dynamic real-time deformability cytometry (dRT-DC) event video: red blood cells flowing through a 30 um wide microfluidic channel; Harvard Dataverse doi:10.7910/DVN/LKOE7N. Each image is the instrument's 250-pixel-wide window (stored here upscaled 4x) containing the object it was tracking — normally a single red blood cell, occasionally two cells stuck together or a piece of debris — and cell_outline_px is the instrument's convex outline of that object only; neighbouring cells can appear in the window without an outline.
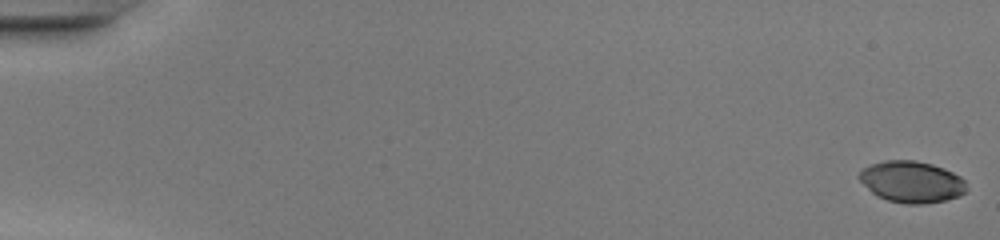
{"species": "common noctule bat (a hibernating species)", "species_latin": "Nyctalus noctula", "temperature_condition": "warm", "stored_images_in_passage": 49, "camera_frame_rate_fps": 3000, "um_per_image_px": 0.085, "animal": {"sex": "female", "body_mass_g": 20.0, "forearm_length_mm": 54.0}, "frame": {"image": 1, "passage_image": 1, "time_ms": 0.0, "image_size_px": [1000, 240], "cell_outline_px": [[964, 192], [960, 196], [944, 200], [924, 204], [904, 204], [888, 200], [876, 196], [856, 176], [864, 168], [872, 164], [884, 160], [916, 160], [932, 164], [944, 168], [960, 176], [964, 180]], "centroid_in_image_um": [77.47, 15.45], "position_along_channel_um": 7.5, "area_um2": 25.84}}
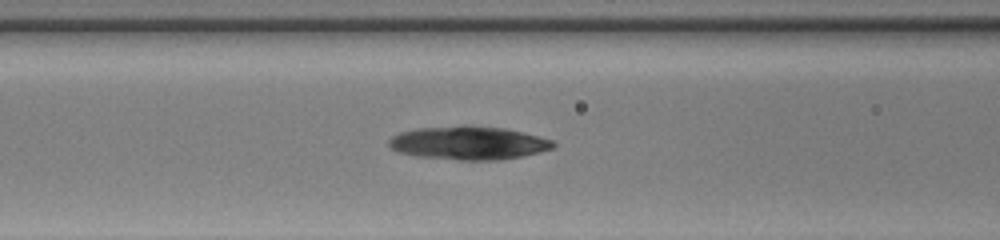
{"frame": {"image": 2, "passage_image": 22, "time_ms": 7.0, "image_size_px": [1000, 240], "cell_outline_px": [[556, 144], [552, 148], [540, 152], [500, 160], [460, 160], [416, 156], [396, 152], [388, 144], [388, 140], [392, 136], [400, 132], [416, 128], [504, 128], [524, 132], [552, 140]], "centroid_in_image_um": [39.81, 12.19], "position_along_channel_um": 126.8, "area_um2": 31.04}}
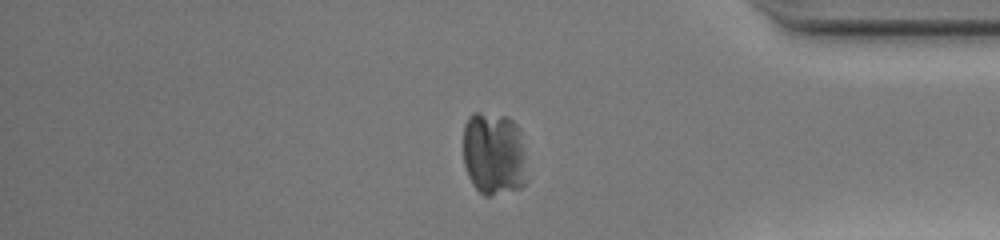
{"frame": {"image": 3, "passage_image": 42, "time_ms": 13.667, "image_size_px": [1000, 240], "cell_outline_px": [[528, 180], [520, 188], [488, 196], [484, 196], [472, 184], [468, 176], [464, 164], [464, 124], [468, 116], [472, 112], [480, 112], [508, 116], [520, 128], [524, 152]], "centroid_in_image_um": [41.99, 13.05], "position_along_channel_um": 393.2, "area_um2": 31.56}}